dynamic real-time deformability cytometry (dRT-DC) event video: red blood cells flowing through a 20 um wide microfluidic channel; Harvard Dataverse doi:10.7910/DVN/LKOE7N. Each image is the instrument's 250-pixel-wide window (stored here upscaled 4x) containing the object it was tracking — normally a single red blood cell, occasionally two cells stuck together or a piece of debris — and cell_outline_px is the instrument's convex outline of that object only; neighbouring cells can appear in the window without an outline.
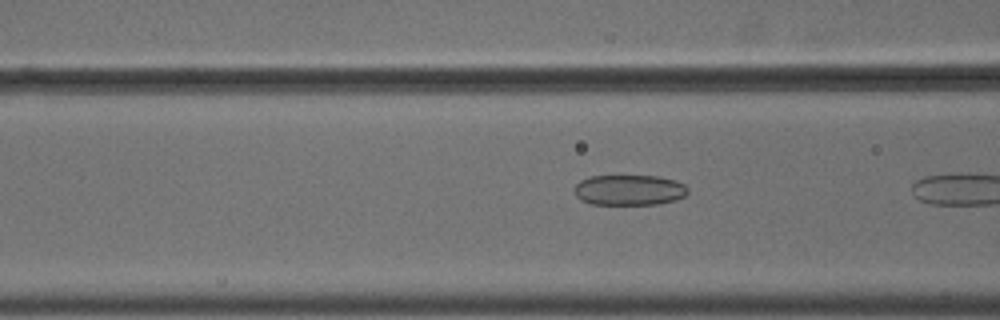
{"species": "common noctule bat (a hibernating species)", "species_latin": "Nyctalus noctula", "temperature_condition": "cold", "stored_images_in_passage": 4, "camera_frame_rate_fps": 3000, "um_per_image_px": 0.085, "animal": {"sex": "male", "body_mass_g": 18.8}, "frame": {"image": 1, "passage_image": 3, "time_ms": 0.667, "image_size_px": [1000, 320], "cell_outline_px": [[688, 192], [684, 196], [676, 200], [656, 204], [592, 204], [580, 200], [576, 196], [576, 184], [580, 180], [588, 176], [656, 176], [676, 180], [684, 184], [688, 188]], "centroid_in_image_um": [53.49, 16.15], "position_along_channel_um": 113.1, "area_um2": 20.17}}